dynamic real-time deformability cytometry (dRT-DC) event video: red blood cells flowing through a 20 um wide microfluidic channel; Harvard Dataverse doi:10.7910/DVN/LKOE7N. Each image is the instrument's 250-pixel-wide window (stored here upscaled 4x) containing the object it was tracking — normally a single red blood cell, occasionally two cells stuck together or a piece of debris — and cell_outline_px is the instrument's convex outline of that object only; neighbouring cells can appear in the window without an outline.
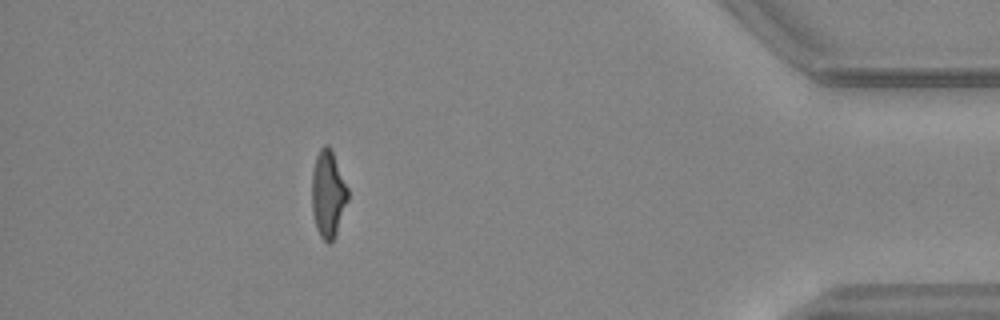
{"species": "common noctule bat (a hibernating species)", "species_latin": "Nyctalus noctula", "temperature_condition": "warm", "stored_images_in_passage": 53, "segment_of_instrument_passage": [2, 2], "camera_frame_rate_fps": 3000, "um_per_image_px": 0.085, "animal": {"sex": "female", "body_mass_g": 24.6, "forearm_length_mm": 56.2}, "frame": {"image": 1, "passage_image": 53, "time_ms": 17.333, "image_size_px": [1000, 320], "cell_outline_px": [[348, 200], [336, 232], [332, 240], [328, 244], [320, 236], [316, 228], [312, 212], [312, 172], [316, 156], [320, 148], [324, 144], [328, 144], [332, 148], [348, 188]], "centroid_in_image_um": [27.88, 16.43], "position_along_channel_um": 407.3, "area_um2": 18.32}}